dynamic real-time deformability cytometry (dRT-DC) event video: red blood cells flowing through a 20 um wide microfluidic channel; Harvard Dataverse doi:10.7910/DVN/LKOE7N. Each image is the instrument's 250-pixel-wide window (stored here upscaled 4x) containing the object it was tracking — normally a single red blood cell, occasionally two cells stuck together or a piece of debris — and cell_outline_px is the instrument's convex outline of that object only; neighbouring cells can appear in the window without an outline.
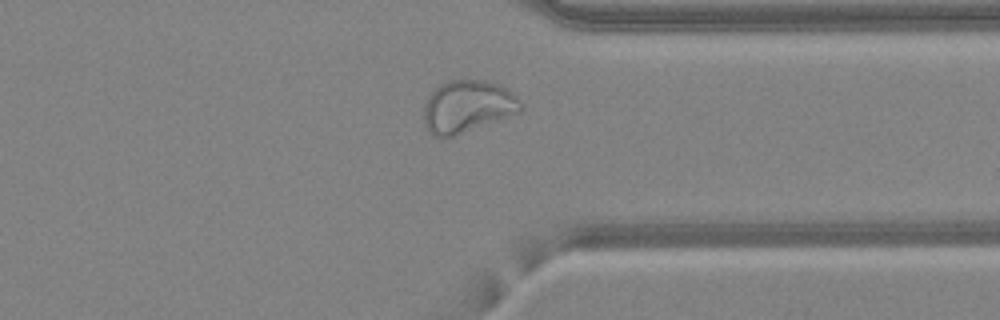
{"species": "common noctule bat (a hibernating species)", "species_latin": "Nyctalus noctula", "temperature_condition": "warm", "stored_images_in_passage": 43, "camera_frame_rate_fps": 3000, "um_per_image_px": 0.085, "animal": {"sex": "female", "body_mass_g": 24.6, "forearm_length_mm": 56.2}, "frame": {"image": 1, "passage_image": 32, "time_ms": 10.333, "image_size_px": [1000, 320], "cell_outline_px": [[524, 108], [520, 112], [452, 136], [440, 140], [432, 136], [428, 132], [424, 124], [424, 104], [428, 96], [440, 84], [448, 80], [484, 80], [500, 84], [512, 92], [520, 100]], "centroid_in_image_um": [39.71, 9.06], "position_along_channel_um": 371.7, "area_um2": 29.71}}
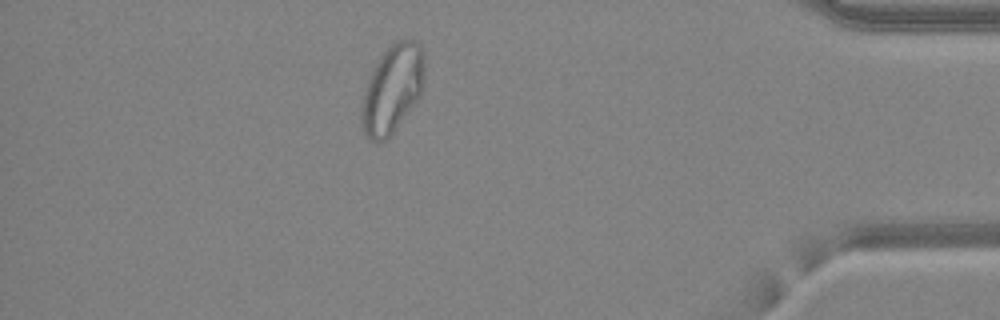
{"frame": {"image": 2, "passage_image": 37, "time_ms": 12.0, "image_size_px": [1000, 320], "cell_outline_px": [[424, 80], [420, 96], [392, 132], [384, 140], [372, 140], [364, 132], [360, 124], [360, 104], [372, 68], [380, 56], [396, 40], [416, 40], [420, 44], [424, 56]], "centroid_in_image_um": [33.33, 7.52], "position_along_channel_um": 401.9, "area_um2": 32.14}}